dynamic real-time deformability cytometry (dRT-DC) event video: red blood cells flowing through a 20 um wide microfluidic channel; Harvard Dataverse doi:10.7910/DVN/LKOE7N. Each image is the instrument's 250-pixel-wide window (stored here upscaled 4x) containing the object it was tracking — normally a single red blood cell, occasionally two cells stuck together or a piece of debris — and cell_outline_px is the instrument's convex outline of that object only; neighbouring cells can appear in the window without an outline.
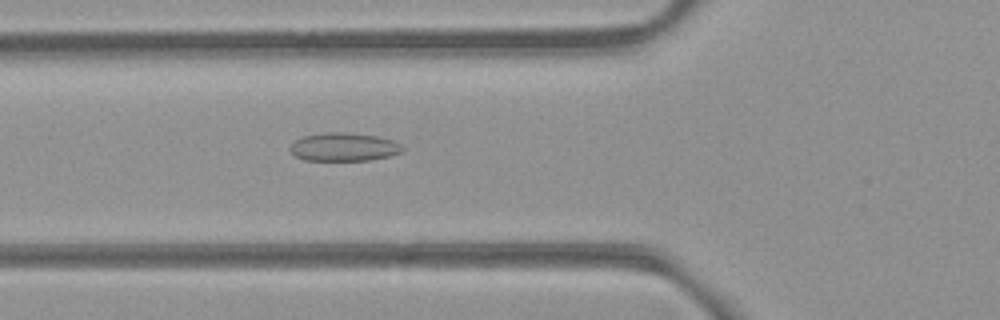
{"species": "common noctule bat (a hibernating species)", "species_latin": "Nyctalus noctula", "temperature_condition": "room temperature", "stored_images_in_passage": 47, "camera_frame_rate_fps": 3000, "um_per_image_px": 0.085, "animal": {"sex": "female", "body_mass_g": 21.9}, "frame": {"image": 1, "passage_image": 13, "time_ms": 4.0, "image_size_px": [1000, 320], "cell_outline_px": [[404, 148], [400, 152], [388, 156], [368, 160], [304, 160], [296, 156], [288, 148], [296, 140], [304, 136], [328, 132], [344, 132], [376, 136], [392, 140], [400, 144]], "centroid_in_image_um": [29.21, 12.49], "position_along_channel_um": 96.6, "area_um2": 18.26}}
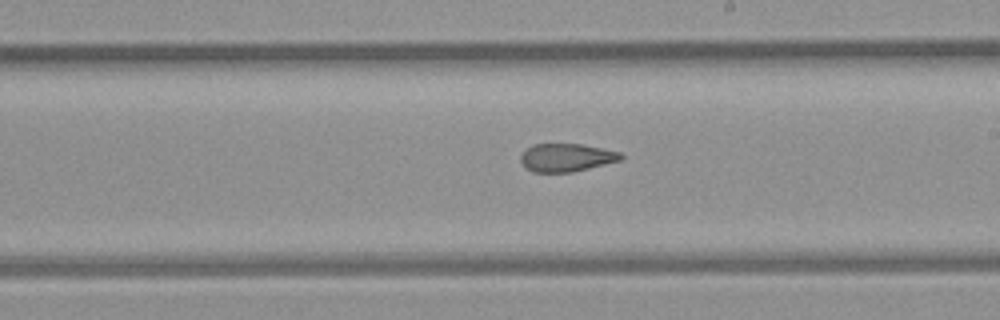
{"frame": {"image": 2, "passage_image": 24, "time_ms": 7.667, "image_size_px": [1000, 320], "cell_outline_px": [[624, 156], [620, 160], [572, 172], [532, 172], [520, 160], [520, 156], [532, 144], [580, 144], [604, 148], [620, 152]], "centroid_in_image_um": [48.16, 13.38], "position_along_channel_um": 240.8, "area_um2": 16.18}}
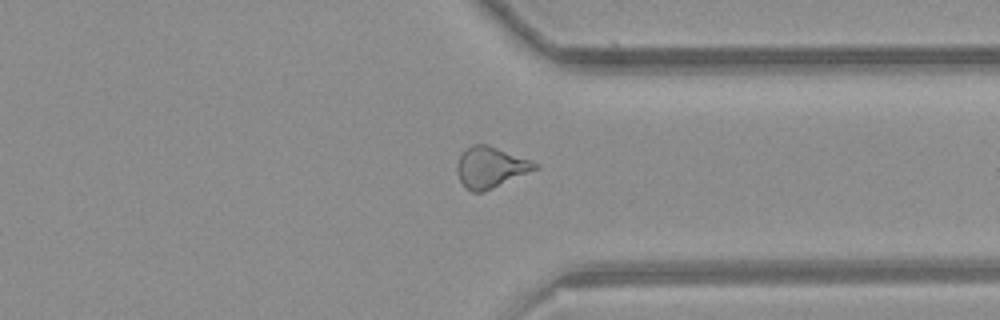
{"frame": {"image": 3, "passage_image": 34, "time_ms": 11.0, "image_size_px": [1000, 320], "cell_outline_px": [[540, 168], [484, 192], [472, 192], [460, 180], [456, 172], [456, 164], [460, 156], [472, 144], [488, 144], [540, 164]], "centroid_in_image_um": [41.72, 14.22], "position_along_channel_um": 369.7, "area_um2": 18.55}, "authors_computed_cell_mechanics": {"area_um2": 18.0914, "velocity_mm_per_s": 3.9192, "shape_relaxation_time_tau1_ms": null, "shape_relaxation_time_tau2_ms": 1.5321, "deformation_change_tau1": null, "deformation_change_tau2": 0.0778}}